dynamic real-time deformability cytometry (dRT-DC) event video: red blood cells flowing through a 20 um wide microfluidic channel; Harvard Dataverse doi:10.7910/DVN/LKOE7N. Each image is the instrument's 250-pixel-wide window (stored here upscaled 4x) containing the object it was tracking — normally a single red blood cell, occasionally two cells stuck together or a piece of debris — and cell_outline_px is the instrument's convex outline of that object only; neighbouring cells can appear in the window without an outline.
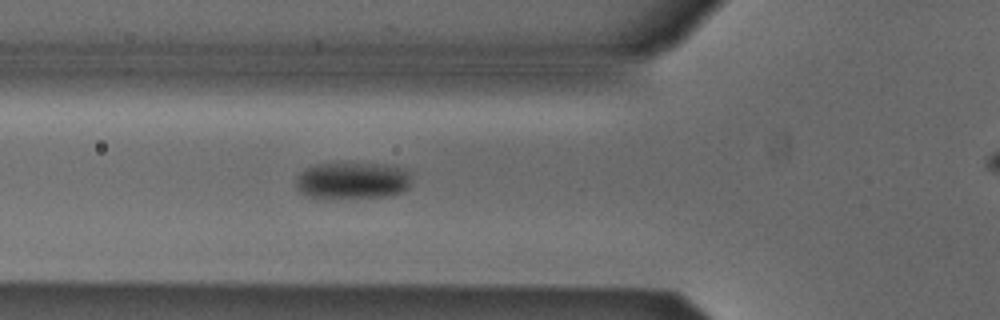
{"species": "Egyptian fruit bat (a non-hibernating species)", "species_latin": "Rousettus aegyptiacus", "temperature_condition": "cold", "stored_images_in_passage": 40, "camera_frame_rate_fps": 3000, "um_per_image_px": 0.085, "animal": {"sex": "male"}, "frame": {"image": 1, "passage_image": 11, "time_ms": 3.333, "image_size_px": [1000, 320], "cell_outline_px": [[412, 172], [408, 188], [404, 192], [392, 196], [324, 200], [308, 196], [300, 192], [296, 188], [296, 176], [308, 168], [316, 164], [384, 164], [400, 168]], "centroid_in_image_um": [29.96, 15.4], "position_along_channel_um": 95.8, "area_um2": 25.37}}
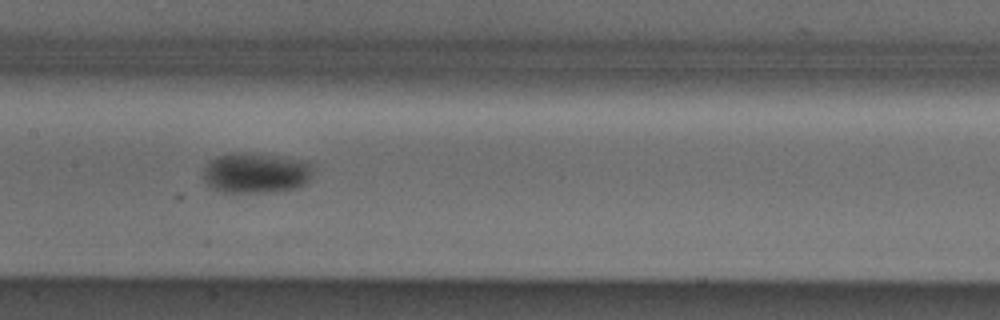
{"frame": {"image": 2, "passage_image": 18, "time_ms": 5.667, "image_size_px": [1000, 320], "cell_outline_px": [[316, 164], [312, 176], [300, 188], [272, 192], [220, 192], [212, 188], [204, 180], [204, 168], [216, 156], [236, 152], [244, 152], [308, 160]], "centroid_in_image_um": [21.83, 14.7], "position_along_channel_um": 185.6, "area_um2": 26.3}}
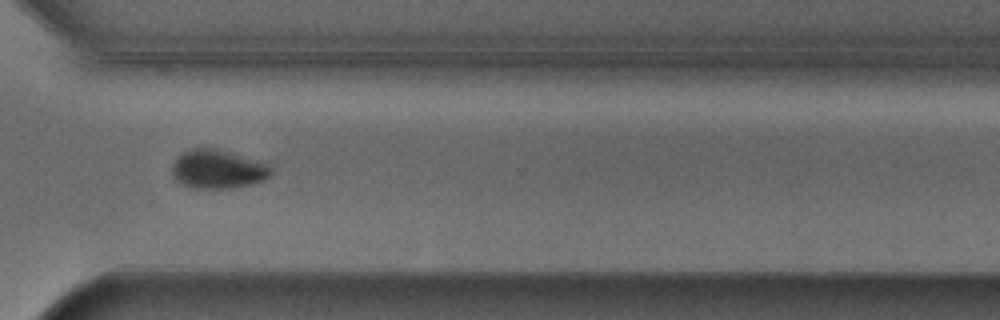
{"frame": {"image": 3, "passage_image": 31, "time_ms": 10.0, "image_size_px": [1000, 320], "cell_outline_px": [[272, 172], [264, 180], [232, 188], [192, 188], [176, 180], [172, 172], [172, 164], [184, 152], [192, 148], [220, 148], [272, 164]], "centroid_in_image_um": [18.57, 14.36], "position_along_channel_um": 352.0, "area_um2": 22.48}, "authors_computed_cell_mechanics": {"area_um2": 24.1315, "velocity_mm_per_s": 3.8404, "shape_relaxation_time_tau1_ms": 3.8369, "shape_relaxation_time_tau2_ms": null, "deformation_change_tau1": 0.1036, "deformation_change_tau2": null}}